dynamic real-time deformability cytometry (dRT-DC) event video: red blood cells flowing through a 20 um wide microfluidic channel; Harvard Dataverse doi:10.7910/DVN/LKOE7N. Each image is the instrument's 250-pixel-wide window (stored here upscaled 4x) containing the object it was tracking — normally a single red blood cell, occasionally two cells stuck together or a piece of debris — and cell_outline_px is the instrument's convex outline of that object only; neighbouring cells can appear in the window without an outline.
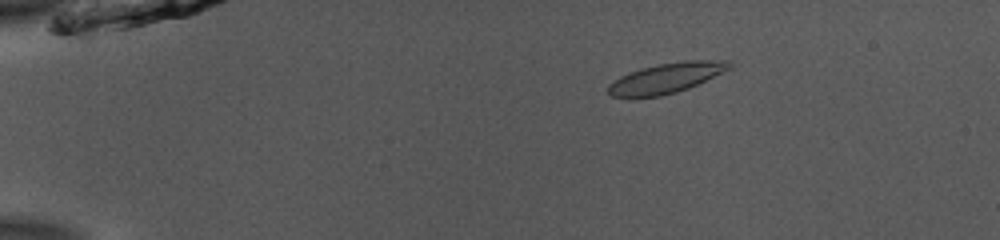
{"species": "common noctule bat (a hibernating species)", "species_latin": "Nyctalus noctula", "temperature_condition": "room temperature", "stored_images_in_passage": 45, "camera_frame_rate_fps": 3000, "um_per_image_px": 0.085, "animal": {"sex": "male", "body_mass_g": 13.0, "forearm_length_mm": 53.1}, "frame": {"image": 1, "passage_image": 2, "time_ms": 0.333, "image_size_px": [1000, 240], "cell_outline_px": [[732, 68], [688, 88], [676, 92], [660, 96], [612, 96], [608, 92], [608, 84], [620, 76], [640, 68], [660, 64], [684, 60], [728, 60], [732, 64]], "centroid_in_image_um": [56.66, 6.61], "position_along_channel_um": 28.3, "area_um2": 20.98}}
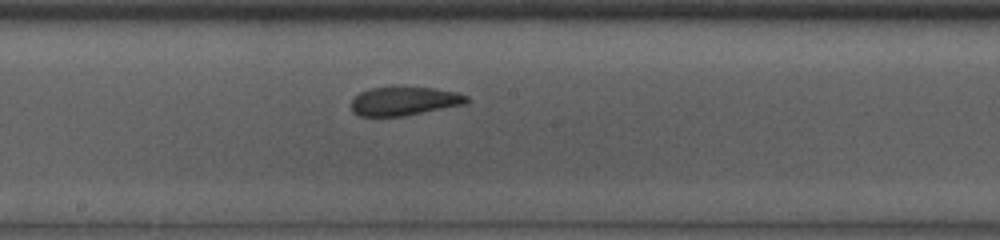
{"frame": {"image": 2, "passage_image": 22, "time_ms": 7.0, "image_size_px": [1000, 240], "cell_outline_px": [[468, 104], [404, 116], [360, 116], [352, 112], [352, 100], [360, 92], [372, 88], [392, 84], [432, 88], [456, 92], [468, 96]], "centroid_in_image_um": [34.37, 8.56], "position_along_channel_um": 213.8, "area_um2": 19.94}}
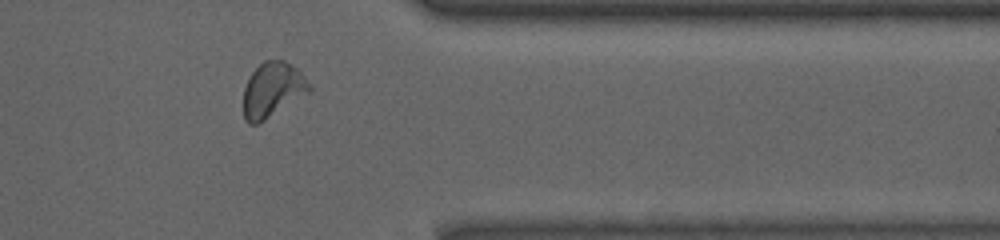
{"frame": {"image": 3, "passage_image": 36, "time_ms": 11.667, "image_size_px": [1000, 240], "cell_outline_px": [[312, 88], [308, 92], [264, 120], [256, 124], [248, 124], [244, 120], [244, 88], [252, 72], [264, 60], [284, 60], [292, 64], [312, 84]], "centroid_in_image_um": [23.16, 7.61], "position_along_channel_um": 388.2, "area_um2": 20.75}, "authors_computed_cell_mechanics": {"area_um2": 20.7502, "velocity_mm_per_s": 3.8752, "shape_relaxation_time_tau1_ms": 9.9085, "shape_relaxation_time_tau2_ms": 1.2883, "deformation_change_tau1": 0.2165, "deformation_change_tau2": 0.0673}}